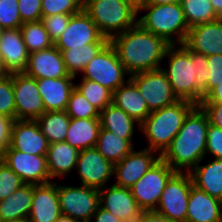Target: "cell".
<instances>
[{
  "mask_svg": "<svg viewBox=\"0 0 222 222\" xmlns=\"http://www.w3.org/2000/svg\"><path fill=\"white\" fill-rule=\"evenodd\" d=\"M165 60L167 67L162 65L161 69L166 73L176 97L200 105L208 94L210 72L207 56L191 51L183 44L170 45Z\"/></svg>",
  "mask_w": 222,
  "mask_h": 222,
  "instance_id": "obj_1",
  "label": "cell"
},
{
  "mask_svg": "<svg viewBox=\"0 0 222 222\" xmlns=\"http://www.w3.org/2000/svg\"><path fill=\"white\" fill-rule=\"evenodd\" d=\"M109 42L129 75L160 69L170 46L164 39L143 29L138 23L114 36Z\"/></svg>",
  "mask_w": 222,
  "mask_h": 222,
  "instance_id": "obj_2",
  "label": "cell"
},
{
  "mask_svg": "<svg viewBox=\"0 0 222 222\" xmlns=\"http://www.w3.org/2000/svg\"><path fill=\"white\" fill-rule=\"evenodd\" d=\"M209 119L200 105L185 118L178 134L160 156L175 172H190L206 159V140Z\"/></svg>",
  "mask_w": 222,
  "mask_h": 222,
  "instance_id": "obj_3",
  "label": "cell"
},
{
  "mask_svg": "<svg viewBox=\"0 0 222 222\" xmlns=\"http://www.w3.org/2000/svg\"><path fill=\"white\" fill-rule=\"evenodd\" d=\"M196 105L187 100L151 111L141 123L140 134L145 138V148L157 152L160 156L169 147L178 134L189 112Z\"/></svg>",
  "mask_w": 222,
  "mask_h": 222,
  "instance_id": "obj_4",
  "label": "cell"
},
{
  "mask_svg": "<svg viewBox=\"0 0 222 222\" xmlns=\"http://www.w3.org/2000/svg\"><path fill=\"white\" fill-rule=\"evenodd\" d=\"M138 16L137 23L143 29L161 37L168 44L184 43L189 26L181 4L138 5Z\"/></svg>",
  "mask_w": 222,
  "mask_h": 222,
  "instance_id": "obj_5",
  "label": "cell"
},
{
  "mask_svg": "<svg viewBox=\"0 0 222 222\" xmlns=\"http://www.w3.org/2000/svg\"><path fill=\"white\" fill-rule=\"evenodd\" d=\"M83 10L109 41L137 24L138 6L131 0H84Z\"/></svg>",
  "mask_w": 222,
  "mask_h": 222,
  "instance_id": "obj_6",
  "label": "cell"
},
{
  "mask_svg": "<svg viewBox=\"0 0 222 222\" xmlns=\"http://www.w3.org/2000/svg\"><path fill=\"white\" fill-rule=\"evenodd\" d=\"M80 75V79L97 82L112 92L125 84L130 78L110 42L86 65Z\"/></svg>",
  "mask_w": 222,
  "mask_h": 222,
  "instance_id": "obj_7",
  "label": "cell"
},
{
  "mask_svg": "<svg viewBox=\"0 0 222 222\" xmlns=\"http://www.w3.org/2000/svg\"><path fill=\"white\" fill-rule=\"evenodd\" d=\"M59 183L57 193L61 214L79 222L91 221L99 206V189Z\"/></svg>",
  "mask_w": 222,
  "mask_h": 222,
  "instance_id": "obj_8",
  "label": "cell"
},
{
  "mask_svg": "<svg viewBox=\"0 0 222 222\" xmlns=\"http://www.w3.org/2000/svg\"><path fill=\"white\" fill-rule=\"evenodd\" d=\"M192 177L189 172H175L167 181L155 212L173 222H186Z\"/></svg>",
  "mask_w": 222,
  "mask_h": 222,
  "instance_id": "obj_9",
  "label": "cell"
},
{
  "mask_svg": "<svg viewBox=\"0 0 222 222\" xmlns=\"http://www.w3.org/2000/svg\"><path fill=\"white\" fill-rule=\"evenodd\" d=\"M175 171L161 158L131 187V194L143 211H153L159 204L166 183Z\"/></svg>",
  "mask_w": 222,
  "mask_h": 222,
  "instance_id": "obj_10",
  "label": "cell"
},
{
  "mask_svg": "<svg viewBox=\"0 0 222 222\" xmlns=\"http://www.w3.org/2000/svg\"><path fill=\"white\" fill-rule=\"evenodd\" d=\"M139 89L150 111L162 109L179 99L176 97L166 73L160 68L130 75Z\"/></svg>",
  "mask_w": 222,
  "mask_h": 222,
  "instance_id": "obj_11",
  "label": "cell"
},
{
  "mask_svg": "<svg viewBox=\"0 0 222 222\" xmlns=\"http://www.w3.org/2000/svg\"><path fill=\"white\" fill-rule=\"evenodd\" d=\"M0 159L25 184H45L51 182L47 167L46 155H33L13 149L11 146L5 150Z\"/></svg>",
  "mask_w": 222,
  "mask_h": 222,
  "instance_id": "obj_12",
  "label": "cell"
},
{
  "mask_svg": "<svg viewBox=\"0 0 222 222\" xmlns=\"http://www.w3.org/2000/svg\"><path fill=\"white\" fill-rule=\"evenodd\" d=\"M75 170L80 185L95 189H102L114 178V165L95 147L79 151Z\"/></svg>",
  "mask_w": 222,
  "mask_h": 222,
  "instance_id": "obj_13",
  "label": "cell"
},
{
  "mask_svg": "<svg viewBox=\"0 0 222 222\" xmlns=\"http://www.w3.org/2000/svg\"><path fill=\"white\" fill-rule=\"evenodd\" d=\"M13 90L17 120H37L45 113L35 78L24 72L13 73Z\"/></svg>",
  "mask_w": 222,
  "mask_h": 222,
  "instance_id": "obj_14",
  "label": "cell"
},
{
  "mask_svg": "<svg viewBox=\"0 0 222 222\" xmlns=\"http://www.w3.org/2000/svg\"><path fill=\"white\" fill-rule=\"evenodd\" d=\"M90 16L82 10L71 16L65 31L54 42L59 50L82 47L89 43H108Z\"/></svg>",
  "mask_w": 222,
  "mask_h": 222,
  "instance_id": "obj_15",
  "label": "cell"
},
{
  "mask_svg": "<svg viewBox=\"0 0 222 222\" xmlns=\"http://www.w3.org/2000/svg\"><path fill=\"white\" fill-rule=\"evenodd\" d=\"M160 155L148 148H135L114 165V185L131 188L159 159Z\"/></svg>",
  "mask_w": 222,
  "mask_h": 222,
  "instance_id": "obj_16",
  "label": "cell"
},
{
  "mask_svg": "<svg viewBox=\"0 0 222 222\" xmlns=\"http://www.w3.org/2000/svg\"><path fill=\"white\" fill-rule=\"evenodd\" d=\"M99 206L124 222H137L143 213L130 189L113 183L99 189Z\"/></svg>",
  "mask_w": 222,
  "mask_h": 222,
  "instance_id": "obj_17",
  "label": "cell"
},
{
  "mask_svg": "<svg viewBox=\"0 0 222 222\" xmlns=\"http://www.w3.org/2000/svg\"><path fill=\"white\" fill-rule=\"evenodd\" d=\"M28 58L20 28L4 30L0 38V73L24 72Z\"/></svg>",
  "mask_w": 222,
  "mask_h": 222,
  "instance_id": "obj_18",
  "label": "cell"
},
{
  "mask_svg": "<svg viewBox=\"0 0 222 222\" xmlns=\"http://www.w3.org/2000/svg\"><path fill=\"white\" fill-rule=\"evenodd\" d=\"M183 45L205 56L222 54V18L189 28Z\"/></svg>",
  "mask_w": 222,
  "mask_h": 222,
  "instance_id": "obj_19",
  "label": "cell"
},
{
  "mask_svg": "<svg viewBox=\"0 0 222 222\" xmlns=\"http://www.w3.org/2000/svg\"><path fill=\"white\" fill-rule=\"evenodd\" d=\"M13 149L33 155H47L49 143L36 120H14L11 145Z\"/></svg>",
  "mask_w": 222,
  "mask_h": 222,
  "instance_id": "obj_20",
  "label": "cell"
},
{
  "mask_svg": "<svg viewBox=\"0 0 222 222\" xmlns=\"http://www.w3.org/2000/svg\"><path fill=\"white\" fill-rule=\"evenodd\" d=\"M60 215L56 181L33 184V198L27 222H55Z\"/></svg>",
  "mask_w": 222,
  "mask_h": 222,
  "instance_id": "obj_21",
  "label": "cell"
},
{
  "mask_svg": "<svg viewBox=\"0 0 222 222\" xmlns=\"http://www.w3.org/2000/svg\"><path fill=\"white\" fill-rule=\"evenodd\" d=\"M24 73L35 79L62 78L69 75L62 52L54 45L49 49L30 53Z\"/></svg>",
  "mask_w": 222,
  "mask_h": 222,
  "instance_id": "obj_22",
  "label": "cell"
},
{
  "mask_svg": "<svg viewBox=\"0 0 222 222\" xmlns=\"http://www.w3.org/2000/svg\"><path fill=\"white\" fill-rule=\"evenodd\" d=\"M75 77L36 79L45 112L66 110L70 94L75 88Z\"/></svg>",
  "mask_w": 222,
  "mask_h": 222,
  "instance_id": "obj_23",
  "label": "cell"
},
{
  "mask_svg": "<svg viewBox=\"0 0 222 222\" xmlns=\"http://www.w3.org/2000/svg\"><path fill=\"white\" fill-rule=\"evenodd\" d=\"M186 222H222V201L192 185Z\"/></svg>",
  "mask_w": 222,
  "mask_h": 222,
  "instance_id": "obj_24",
  "label": "cell"
},
{
  "mask_svg": "<svg viewBox=\"0 0 222 222\" xmlns=\"http://www.w3.org/2000/svg\"><path fill=\"white\" fill-rule=\"evenodd\" d=\"M79 150L67 142L51 143L47 152V167L52 181L67 178L76 169Z\"/></svg>",
  "mask_w": 222,
  "mask_h": 222,
  "instance_id": "obj_25",
  "label": "cell"
},
{
  "mask_svg": "<svg viewBox=\"0 0 222 222\" xmlns=\"http://www.w3.org/2000/svg\"><path fill=\"white\" fill-rule=\"evenodd\" d=\"M112 103L140 124L151 113L139 89L130 79L113 92Z\"/></svg>",
  "mask_w": 222,
  "mask_h": 222,
  "instance_id": "obj_26",
  "label": "cell"
},
{
  "mask_svg": "<svg viewBox=\"0 0 222 222\" xmlns=\"http://www.w3.org/2000/svg\"><path fill=\"white\" fill-rule=\"evenodd\" d=\"M33 198V184H24L0 201V222H27Z\"/></svg>",
  "mask_w": 222,
  "mask_h": 222,
  "instance_id": "obj_27",
  "label": "cell"
},
{
  "mask_svg": "<svg viewBox=\"0 0 222 222\" xmlns=\"http://www.w3.org/2000/svg\"><path fill=\"white\" fill-rule=\"evenodd\" d=\"M99 119L101 128L128 140L135 147L134 135L136 130L140 132V123L113 103L100 112Z\"/></svg>",
  "mask_w": 222,
  "mask_h": 222,
  "instance_id": "obj_28",
  "label": "cell"
},
{
  "mask_svg": "<svg viewBox=\"0 0 222 222\" xmlns=\"http://www.w3.org/2000/svg\"><path fill=\"white\" fill-rule=\"evenodd\" d=\"M201 160L189 173L193 185L222 201V160L213 158L202 164Z\"/></svg>",
  "mask_w": 222,
  "mask_h": 222,
  "instance_id": "obj_29",
  "label": "cell"
},
{
  "mask_svg": "<svg viewBox=\"0 0 222 222\" xmlns=\"http://www.w3.org/2000/svg\"><path fill=\"white\" fill-rule=\"evenodd\" d=\"M101 126L100 119L71 118L65 142L79 151L96 146Z\"/></svg>",
  "mask_w": 222,
  "mask_h": 222,
  "instance_id": "obj_30",
  "label": "cell"
},
{
  "mask_svg": "<svg viewBox=\"0 0 222 222\" xmlns=\"http://www.w3.org/2000/svg\"><path fill=\"white\" fill-rule=\"evenodd\" d=\"M95 148L113 165L120 162L135 147L126 139L101 128Z\"/></svg>",
  "mask_w": 222,
  "mask_h": 222,
  "instance_id": "obj_31",
  "label": "cell"
},
{
  "mask_svg": "<svg viewBox=\"0 0 222 222\" xmlns=\"http://www.w3.org/2000/svg\"><path fill=\"white\" fill-rule=\"evenodd\" d=\"M106 44L107 43H89L82 47L60 50L63 55L67 73L77 79L86 65Z\"/></svg>",
  "mask_w": 222,
  "mask_h": 222,
  "instance_id": "obj_32",
  "label": "cell"
},
{
  "mask_svg": "<svg viewBox=\"0 0 222 222\" xmlns=\"http://www.w3.org/2000/svg\"><path fill=\"white\" fill-rule=\"evenodd\" d=\"M71 118L66 111H48L41 115L38 122L42 134L49 144L63 142L69 129Z\"/></svg>",
  "mask_w": 222,
  "mask_h": 222,
  "instance_id": "obj_33",
  "label": "cell"
},
{
  "mask_svg": "<svg viewBox=\"0 0 222 222\" xmlns=\"http://www.w3.org/2000/svg\"><path fill=\"white\" fill-rule=\"evenodd\" d=\"M20 30L29 54L54 45L41 21L23 23Z\"/></svg>",
  "mask_w": 222,
  "mask_h": 222,
  "instance_id": "obj_34",
  "label": "cell"
},
{
  "mask_svg": "<svg viewBox=\"0 0 222 222\" xmlns=\"http://www.w3.org/2000/svg\"><path fill=\"white\" fill-rule=\"evenodd\" d=\"M181 7L189 28L218 19L210 0H182Z\"/></svg>",
  "mask_w": 222,
  "mask_h": 222,
  "instance_id": "obj_35",
  "label": "cell"
},
{
  "mask_svg": "<svg viewBox=\"0 0 222 222\" xmlns=\"http://www.w3.org/2000/svg\"><path fill=\"white\" fill-rule=\"evenodd\" d=\"M75 88L100 112L112 104L113 92L97 82L81 79L75 82Z\"/></svg>",
  "mask_w": 222,
  "mask_h": 222,
  "instance_id": "obj_36",
  "label": "cell"
},
{
  "mask_svg": "<svg viewBox=\"0 0 222 222\" xmlns=\"http://www.w3.org/2000/svg\"><path fill=\"white\" fill-rule=\"evenodd\" d=\"M66 113L75 119H99L100 111L90 104L87 99L74 88L70 94Z\"/></svg>",
  "mask_w": 222,
  "mask_h": 222,
  "instance_id": "obj_37",
  "label": "cell"
},
{
  "mask_svg": "<svg viewBox=\"0 0 222 222\" xmlns=\"http://www.w3.org/2000/svg\"><path fill=\"white\" fill-rule=\"evenodd\" d=\"M0 114L16 120L13 73H0Z\"/></svg>",
  "mask_w": 222,
  "mask_h": 222,
  "instance_id": "obj_38",
  "label": "cell"
},
{
  "mask_svg": "<svg viewBox=\"0 0 222 222\" xmlns=\"http://www.w3.org/2000/svg\"><path fill=\"white\" fill-rule=\"evenodd\" d=\"M42 17L55 14H77L83 10V0H42Z\"/></svg>",
  "mask_w": 222,
  "mask_h": 222,
  "instance_id": "obj_39",
  "label": "cell"
},
{
  "mask_svg": "<svg viewBox=\"0 0 222 222\" xmlns=\"http://www.w3.org/2000/svg\"><path fill=\"white\" fill-rule=\"evenodd\" d=\"M0 24L5 30L21 27L18 0H0Z\"/></svg>",
  "mask_w": 222,
  "mask_h": 222,
  "instance_id": "obj_40",
  "label": "cell"
},
{
  "mask_svg": "<svg viewBox=\"0 0 222 222\" xmlns=\"http://www.w3.org/2000/svg\"><path fill=\"white\" fill-rule=\"evenodd\" d=\"M25 183L0 159V201L6 199Z\"/></svg>",
  "mask_w": 222,
  "mask_h": 222,
  "instance_id": "obj_41",
  "label": "cell"
},
{
  "mask_svg": "<svg viewBox=\"0 0 222 222\" xmlns=\"http://www.w3.org/2000/svg\"><path fill=\"white\" fill-rule=\"evenodd\" d=\"M72 15L74 14H55L41 18V22L53 42H55L65 31Z\"/></svg>",
  "mask_w": 222,
  "mask_h": 222,
  "instance_id": "obj_42",
  "label": "cell"
},
{
  "mask_svg": "<svg viewBox=\"0 0 222 222\" xmlns=\"http://www.w3.org/2000/svg\"><path fill=\"white\" fill-rule=\"evenodd\" d=\"M206 136V157L222 160V129L209 123Z\"/></svg>",
  "mask_w": 222,
  "mask_h": 222,
  "instance_id": "obj_43",
  "label": "cell"
},
{
  "mask_svg": "<svg viewBox=\"0 0 222 222\" xmlns=\"http://www.w3.org/2000/svg\"><path fill=\"white\" fill-rule=\"evenodd\" d=\"M42 0H18L19 14L22 23L41 21Z\"/></svg>",
  "mask_w": 222,
  "mask_h": 222,
  "instance_id": "obj_44",
  "label": "cell"
},
{
  "mask_svg": "<svg viewBox=\"0 0 222 222\" xmlns=\"http://www.w3.org/2000/svg\"><path fill=\"white\" fill-rule=\"evenodd\" d=\"M209 70L208 93L222 81V54L207 56Z\"/></svg>",
  "mask_w": 222,
  "mask_h": 222,
  "instance_id": "obj_45",
  "label": "cell"
},
{
  "mask_svg": "<svg viewBox=\"0 0 222 222\" xmlns=\"http://www.w3.org/2000/svg\"><path fill=\"white\" fill-rule=\"evenodd\" d=\"M14 120L0 114V155L11 145Z\"/></svg>",
  "mask_w": 222,
  "mask_h": 222,
  "instance_id": "obj_46",
  "label": "cell"
},
{
  "mask_svg": "<svg viewBox=\"0 0 222 222\" xmlns=\"http://www.w3.org/2000/svg\"><path fill=\"white\" fill-rule=\"evenodd\" d=\"M200 106L206 112L209 123L222 129V103L201 102Z\"/></svg>",
  "mask_w": 222,
  "mask_h": 222,
  "instance_id": "obj_47",
  "label": "cell"
},
{
  "mask_svg": "<svg viewBox=\"0 0 222 222\" xmlns=\"http://www.w3.org/2000/svg\"><path fill=\"white\" fill-rule=\"evenodd\" d=\"M91 222H124L106 209L98 206L96 213L93 215Z\"/></svg>",
  "mask_w": 222,
  "mask_h": 222,
  "instance_id": "obj_48",
  "label": "cell"
},
{
  "mask_svg": "<svg viewBox=\"0 0 222 222\" xmlns=\"http://www.w3.org/2000/svg\"><path fill=\"white\" fill-rule=\"evenodd\" d=\"M137 222H173L167 217L153 211H143L140 219Z\"/></svg>",
  "mask_w": 222,
  "mask_h": 222,
  "instance_id": "obj_49",
  "label": "cell"
},
{
  "mask_svg": "<svg viewBox=\"0 0 222 222\" xmlns=\"http://www.w3.org/2000/svg\"><path fill=\"white\" fill-rule=\"evenodd\" d=\"M202 102H221L222 103V81L219 82L202 100Z\"/></svg>",
  "mask_w": 222,
  "mask_h": 222,
  "instance_id": "obj_50",
  "label": "cell"
},
{
  "mask_svg": "<svg viewBox=\"0 0 222 222\" xmlns=\"http://www.w3.org/2000/svg\"><path fill=\"white\" fill-rule=\"evenodd\" d=\"M182 0H145L139 5L181 4Z\"/></svg>",
  "mask_w": 222,
  "mask_h": 222,
  "instance_id": "obj_51",
  "label": "cell"
},
{
  "mask_svg": "<svg viewBox=\"0 0 222 222\" xmlns=\"http://www.w3.org/2000/svg\"><path fill=\"white\" fill-rule=\"evenodd\" d=\"M213 10L219 18H222V0H210Z\"/></svg>",
  "mask_w": 222,
  "mask_h": 222,
  "instance_id": "obj_52",
  "label": "cell"
},
{
  "mask_svg": "<svg viewBox=\"0 0 222 222\" xmlns=\"http://www.w3.org/2000/svg\"><path fill=\"white\" fill-rule=\"evenodd\" d=\"M55 222H79L77 220H74L73 218L65 215H60V217Z\"/></svg>",
  "mask_w": 222,
  "mask_h": 222,
  "instance_id": "obj_53",
  "label": "cell"
},
{
  "mask_svg": "<svg viewBox=\"0 0 222 222\" xmlns=\"http://www.w3.org/2000/svg\"><path fill=\"white\" fill-rule=\"evenodd\" d=\"M133 1L137 6L141 3H143L145 0H131Z\"/></svg>",
  "mask_w": 222,
  "mask_h": 222,
  "instance_id": "obj_54",
  "label": "cell"
},
{
  "mask_svg": "<svg viewBox=\"0 0 222 222\" xmlns=\"http://www.w3.org/2000/svg\"><path fill=\"white\" fill-rule=\"evenodd\" d=\"M4 30H5V29H4V28L2 27V25L0 24V38H1Z\"/></svg>",
  "mask_w": 222,
  "mask_h": 222,
  "instance_id": "obj_55",
  "label": "cell"
}]
</instances>
